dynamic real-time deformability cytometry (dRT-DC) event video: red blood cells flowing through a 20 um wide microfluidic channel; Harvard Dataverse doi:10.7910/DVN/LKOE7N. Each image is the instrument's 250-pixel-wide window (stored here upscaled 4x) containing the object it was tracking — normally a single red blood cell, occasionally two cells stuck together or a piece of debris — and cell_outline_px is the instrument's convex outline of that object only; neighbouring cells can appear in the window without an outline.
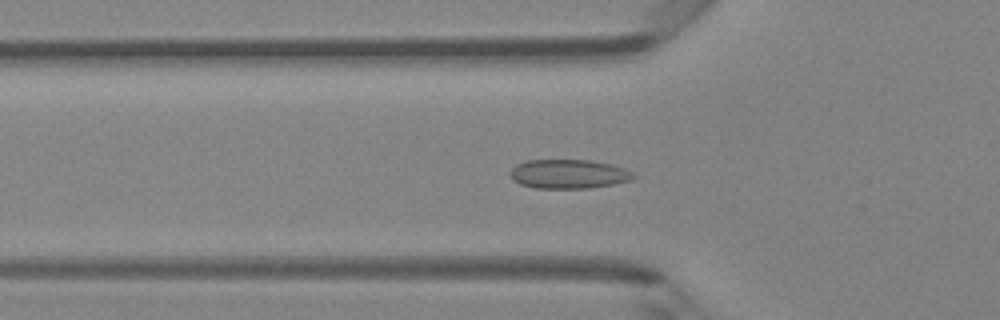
{"species": "Egyptian fruit bat (a non-hibernating species)", "species_latin": "Rousettus aegyptiacus", "temperature_condition": "room temperature", "stored_images_in_passage": 47, "camera_frame_rate_fps": 3000, "um_per_image_px": 0.085, "animal": {"sex": "female"}, "frame": {"image": 1, "passage_image": 16, "time_ms": 5.0, "image_size_px": [1000, 320], "cell_outline_px": [[636, 176], [632, 180], [612, 184], [588, 188], [532, 188], [520, 184], [508, 172], [516, 164], [528, 160], [592, 160], [612, 164], [624, 168], [632, 172]], "centroid_in_image_um": [48.34, 14.78], "position_along_channel_um": 77.5, "area_um2": 20.92}}
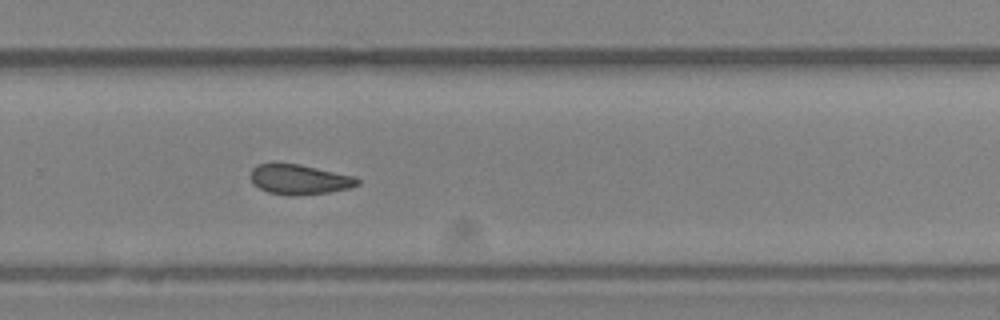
{"frame": {"image": 2, "passage_image": 32, "time_ms": 10.333, "image_size_px": [1000, 320], "cell_outline_px": [[360, 184], [348, 188], [328, 192], [296, 196], [288, 196], [268, 192], [260, 188], [252, 180], [252, 168], [256, 164], [272, 160], [300, 164], [356, 176], [360, 180]], "centroid_in_image_um": [25.43, 15.21], "position_along_channel_um": 304.4, "area_um2": 19.19}}
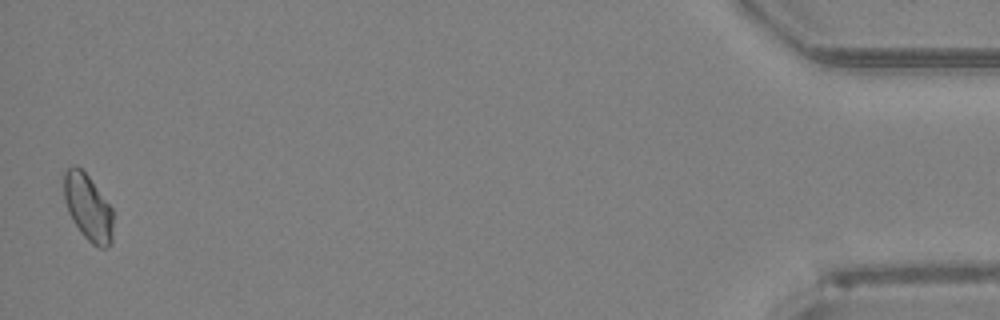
{"frame": {"image": 3, "passage_image": 47, "time_ms": 15.333, "image_size_px": [1000, 320], "cell_outline_px": [[112, 244], [104, 248], [100, 248], [92, 244], [80, 232], [72, 220], [68, 212], [64, 200], [64, 172], [68, 168], [76, 164], [88, 176], [112, 208]], "centroid_in_image_um": [7.47, 17.65], "position_along_channel_um": 427.7, "area_um2": 18.96}, "authors_computed_cell_mechanics": {"area_um2": 19.4786, "velocity_mm_per_s": 4.2671, "shape_relaxation_time_tau1_ms": 8.4798, "shape_relaxation_time_tau2_ms": 3.21, "deformation_change_tau1": 0.1019, "deformation_change_tau2": 0.0715}}